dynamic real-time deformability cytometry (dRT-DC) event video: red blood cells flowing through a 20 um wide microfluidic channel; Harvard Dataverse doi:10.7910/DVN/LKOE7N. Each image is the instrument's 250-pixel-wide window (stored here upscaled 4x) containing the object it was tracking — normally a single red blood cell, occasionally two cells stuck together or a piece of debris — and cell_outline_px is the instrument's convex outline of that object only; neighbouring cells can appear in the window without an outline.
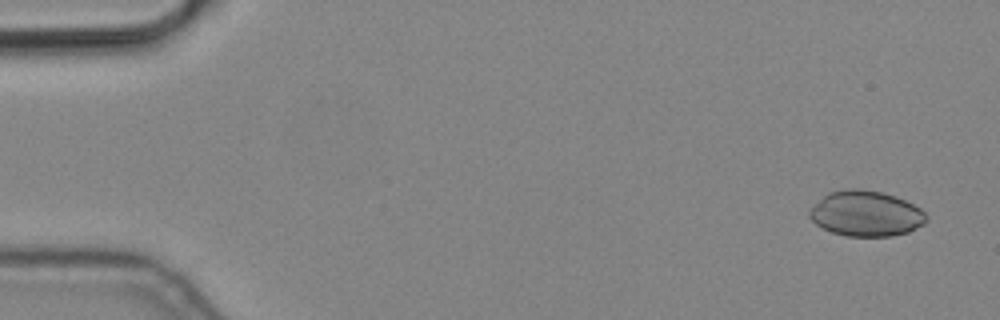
{"species": "common noctule bat (a hibernating species)", "species_latin": "Nyctalus noctula", "temperature_condition": "cold", "stored_images_in_passage": 5, "camera_frame_rate_fps": 3000, "um_per_image_px": 0.085, "animal": {"sex": "male", "body_mass_g": 19.2, "forearm_length_mm": 51.8}, "frame": {"image": 1, "passage_image": 1, "time_ms": 0.0, "image_size_px": [1000, 320], "cell_outline_px": [[928, 220], [924, 224], [908, 232], [892, 236], [844, 236], [832, 232], [816, 224], [808, 216], [808, 212], [828, 192], [848, 188], [856, 188], [884, 192], [896, 196], [920, 208], [928, 216]], "centroid_in_image_um": [73.63, 18.15], "position_along_channel_um": 11.4, "area_um2": 30.98}}